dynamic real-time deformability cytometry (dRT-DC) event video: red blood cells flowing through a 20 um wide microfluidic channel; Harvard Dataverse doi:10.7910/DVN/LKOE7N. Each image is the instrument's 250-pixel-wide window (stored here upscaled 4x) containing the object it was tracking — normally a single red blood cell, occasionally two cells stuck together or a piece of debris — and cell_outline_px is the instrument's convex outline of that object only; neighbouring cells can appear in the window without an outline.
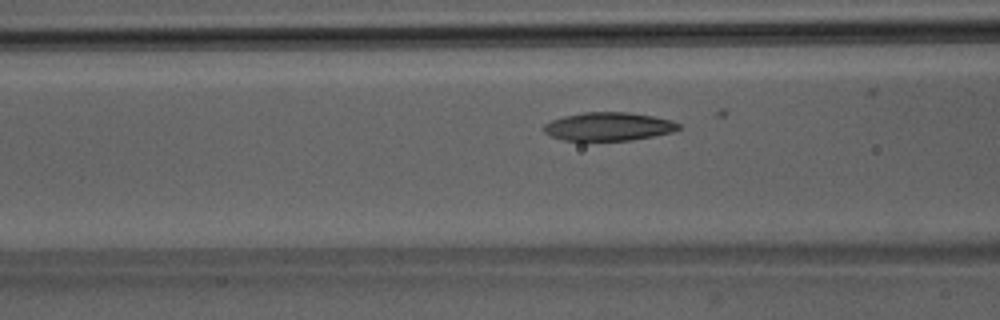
{"species": "Egyptian fruit bat (a non-hibernating species)", "species_latin": "Rousettus aegyptiacus", "temperature_condition": "room temperature", "stored_images_in_passage": 20, "camera_frame_rate_fps": 3000, "um_per_image_px": 0.085, "animal": {"sex": "male"}, "frame": {"image": 1, "passage_image": 11, "time_ms": 3.333, "image_size_px": [1000, 320], "cell_outline_px": [[680, 128], [672, 132], [632, 140], [564, 140], [552, 136], [544, 132], [544, 124], [552, 120], [564, 116], [584, 112], [628, 112], [652, 116], [672, 120], [680, 124]], "centroid_in_image_um": [51.73, 10.75], "position_along_channel_um": 114.9, "area_um2": 22.08}}